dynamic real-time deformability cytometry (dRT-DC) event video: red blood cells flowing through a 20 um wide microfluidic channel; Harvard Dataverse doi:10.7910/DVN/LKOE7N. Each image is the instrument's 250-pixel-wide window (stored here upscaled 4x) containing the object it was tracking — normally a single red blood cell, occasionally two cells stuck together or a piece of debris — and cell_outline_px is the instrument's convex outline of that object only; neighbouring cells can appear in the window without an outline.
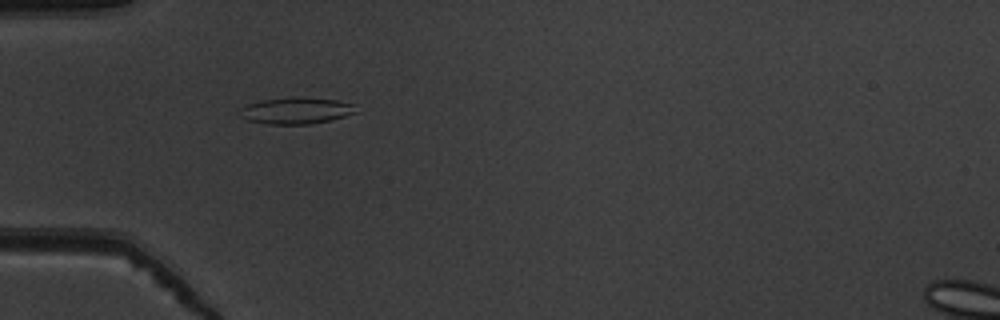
{"species": "common noctule bat (a hibernating species)", "species_latin": "Nyctalus noctula", "temperature_condition": "warm", "stored_images_in_passage": 38, "camera_frame_rate_fps": 3000, "um_per_image_px": 0.085, "animal": {"sex": "male", "body_mass_g": 19.5, "forearm_length_mm": 54.6}, "frame": {"image": 1, "passage_image": 3, "time_ms": 0.667, "image_size_px": [1000, 320], "cell_outline_px": [[360, 112], [328, 120], [308, 124], [268, 124], [248, 120], [240, 116], [236, 112], [240, 108], [248, 104], [260, 100], [296, 96], [300, 96], [336, 100], [356, 104]], "centroid_in_image_um": [25.18, 9.38], "position_along_channel_um": 59.8, "area_um2": 18.26}}
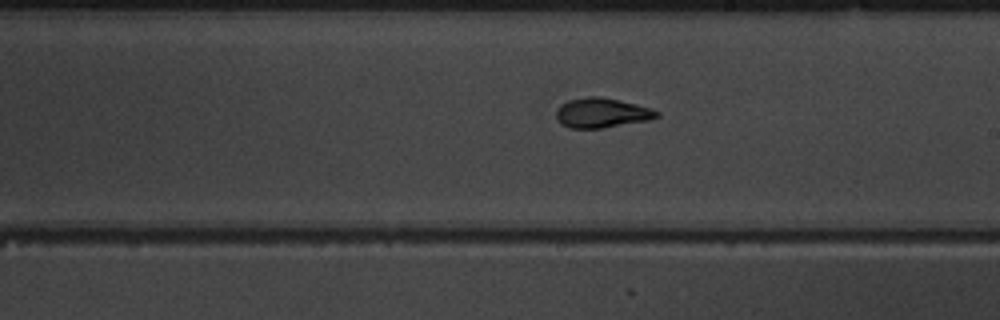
{"frame": {"image": 2, "passage_image": 17, "time_ms": 5.333, "image_size_px": [1000, 320], "cell_outline_px": [[660, 116], [648, 120], [604, 128], [568, 128], [560, 124], [556, 120], [556, 108], [560, 104], [568, 100], [588, 96], [596, 96], [620, 100], [652, 108], [660, 112]], "centroid_in_image_um": [51.12, 9.59], "position_along_channel_um": 237.9, "area_um2": 17.69}}
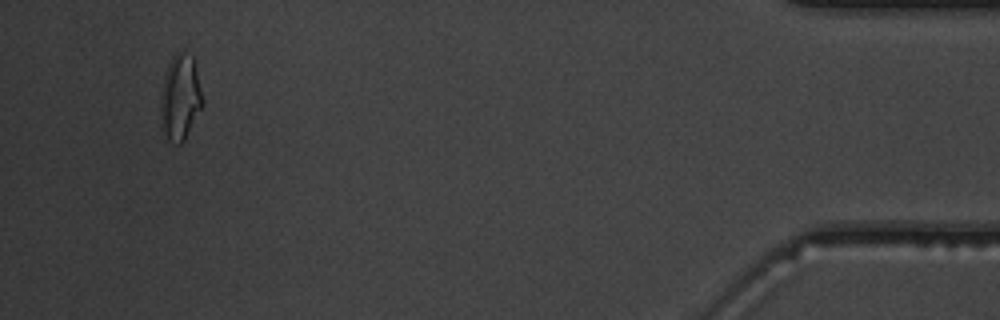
{"frame": {"image": 3, "passage_image": 36, "time_ms": 11.667, "image_size_px": [1000, 320], "cell_outline_px": [[204, 104], [184, 140], [180, 144], [176, 144], [168, 140], [164, 136], [160, 128], [160, 92], [164, 76], [168, 64], [172, 56], [176, 52], [180, 52], [192, 56], [204, 100]], "centroid_in_image_um": [15.28, 8.34], "position_along_channel_um": 419.9, "area_um2": 21.21}, "authors_computed_cell_mechanics": {"area_um2": 17.4556, "velocity_mm_per_s": 3.9326, "shape_relaxation_time_tau1_ms": 4.4597, "shape_relaxation_time_tau2_ms": 1.5531, "deformation_change_tau1": 0.1675, "deformation_change_tau2": 0.0755}}